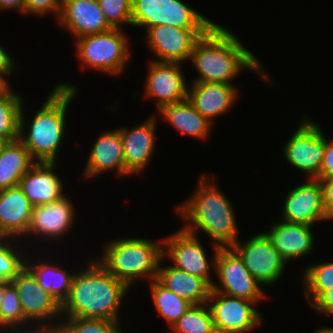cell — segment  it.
Instances as JSON below:
<instances>
[{
	"label": "cell",
	"instance_id": "obj_27",
	"mask_svg": "<svg viewBox=\"0 0 333 333\" xmlns=\"http://www.w3.org/2000/svg\"><path fill=\"white\" fill-rule=\"evenodd\" d=\"M34 163L19 139L0 143V190L19 186L20 179Z\"/></svg>",
	"mask_w": 333,
	"mask_h": 333
},
{
	"label": "cell",
	"instance_id": "obj_24",
	"mask_svg": "<svg viewBox=\"0 0 333 333\" xmlns=\"http://www.w3.org/2000/svg\"><path fill=\"white\" fill-rule=\"evenodd\" d=\"M312 227L305 223L280 221L272 224L265 234L287 262L310 254L315 244Z\"/></svg>",
	"mask_w": 333,
	"mask_h": 333
},
{
	"label": "cell",
	"instance_id": "obj_21",
	"mask_svg": "<svg viewBox=\"0 0 333 333\" xmlns=\"http://www.w3.org/2000/svg\"><path fill=\"white\" fill-rule=\"evenodd\" d=\"M57 162H35L20 179L19 187L33 207L57 201L64 196L63 183L56 175Z\"/></svg>",
	"mask_w": 333,
	"mask_h": 333
},
{
	"label": "cell",
	"instance_id": "obj_32",
	"mask_svg": "<svg viewBox=\"0 0 333 333\" xmlns=\"http://www.w3.org/2000/svg\"><path fill=\"white\" fill-rule=\"evenodd\" d=\"M304 272V295L311 306L325 291L333 286V261L313 264L306 267Z\"/></svg>",
	"mask_w": 333,
	"mask_h": 333
},
{
	"label": "cell",
	"instance_id": "obj_22",
	"mask_svg": "<svg viewBox=\"0 0 333 333\" xmlns=\"http://www.w3.org/2000/svg\"><path fill=\"white\" fill-rule=\"evenodd\" d=\"M32 210L19 186L0 190V238L26 237Z\"/></svg>",
	"mask_w": 333,
	"mask_h": 333
},
{
	"label": "cell",
	"instance_id": "obj_43",
	"mask_svg": "<svg viewBox=\"0 0 333 333\" xmlns=\"http://www.w3.org/2000/svg\"><path fill=\"white\" fill-rule=\"evenodd\" d=\"M6 76H8L6 72L0 71V97L8 95L12 91L10 85L6 81Z\"/></svg>",
	"mask_w": 333,
	"mask_h": 333
},
{
	"label": "cell",
	"instance_id": "obj_16",
	"mask_svg": "<svg viewBox=\"0 0 333 333\" xmlns=\"http://www.w3.org/2000/svg\"><path fill=\"white\" fill-rule=\"evenodd\" d=\"M282 221L312 225L329 220L323 204V189L318 179H308L285 196Z\"/></svg>",
	"mask_w": 333,
	"mask_h": 333
},
{
	"label": "cell",
	"instance_id": "obj_13",
	"mask_svg": "<svg viewBox=\"0 0 333 333\" xmlns=\"http://www.w3.org/2000/svg\"><path fill=\"white\" fill-rule=\"evenodd\" d=\"M209 29H184L157 25L147 29L146 44L156 61L185 63L190 59L194 44Z\"/></svg>",
	"mask_w": 333,
	"mask_h": 333
},
{
	"label": "cell",
	"instance_id": "obj_11",
	"mask_svg": "<svg viewBox=\"0 0 333 333\" xmlns=\"http://www.w3.org/2000/svg\"><path fill=\"white\" fill-rule=\"evenodd\" d=\"M231 248L240 256L250 274L264 287L275 284L284 273L286 260L274 248L265 233H257Z\"/></svg>",
	"mask_w": 333,
	"mask_h": 333
},
{
	"label": "cell",
	"instance_id": "obj_8",
	"mask_svg": "<svg viewBox=\"0 0 333 333\" xmlns=\"http://www.w3.org/2000/svg\"><path fill=\"white\" fill-rule=\"evenodd\" d=\"M214 270L220 282V286L213 283L214 291L256 303L266 297L261 284L250 274L240 256L231 247L219 248Z\"/></svg>",
	"mask_w": 333,
	"mask_h": 333
},
{
	"label": "cell",
	"instance_id": "obj_33",
	"mask_svg": "<svg viewBox=\"0 0 333 333\" xmlns=\"http://www.w3.org/2000/svg\"><path fill=\"white\" fill-rule=\"evenodd\" d=\"M30 323L24 316L18 292L11 283L6 289L0 302V326L1 331H12L18 328L27 327ZM24 325V326H23ZM5 328V329H4Z\"/></svg>",
	"mask_w": 333,
	"mask_h": 333
},
{
	"label": "cell",
	"instance_id": "obj_12",
	"mask_svg": "<svg viewBox=\"0 0 333 333\" xmlns=\"http://www.w3.org/2000/svg\"><path fill=\"white\" fill-rule=\"evenodd\" d=\"M206 303L217 333H248L261 324L262 315L255 309L254 301L211 289Z\"/></svg>",
	"mask_w": 333,
	"mask_h": 333
},
{
	"label": "cell",
	"instance_id": "obj_46",
	"mask_svg": "<svg viewBox=\"0 0 333 333\" xmlns=\"http://www.w3.org/2000/svg\"><path fill=\"white\" fill-rule=\"evenodd\" d=\"M313 333H333V328L332 327H320L318 330H316Z\"/></svg>",
	"mask_w": 333,
	"mask_h": 333
},
{
	"label": "cell",
	"instance_id": "obj_10",
	"mask_svg": "<svg viewBox=\"0 0 333 333\" xmlns=\"http://www.w3.org/2000/svg\"><path fill=\"white\" fill-rule=\"evenodd\" d=\"M163 240V258H171V266L183 270L191 275L204 279L211 287L213 280L210 278V264L215 268L216 253L220 246L214 244V255L212 262H209L207 253L204 250L197 235L189 233L184 228L165 237ZM166 247V249H165Z\"/></svg>",
	"mask_w": 333,
	"mask_h": 333
},
{
	"label": "cell",
	"instance_id": "obj_34",
	"mask_svg": "<svg viewBox=\"0 0 333 333\" xmlns=\"http://www.w3.org/2000/svg\"><path fill=\"white\" fill-rule=\"evenodd\" d=\"M12 243L11 239L0 238V284L11 283L25 268V255Z\"/></svg>",
	"mask_w": 333,
	"mask_h": 333
},
{
	"label": "cell",
	"instance_id": "obj_23",
	"mask_svg": "<svg viewBox=\"0 0 333 333\" xmlns=\"http://www.w3.org/2000/svg\"><path fill=\"white\" fill-rule=\"evenodd\" d=\"M91 148L83 173L86 179L97 177L101 173L113 171V169H115L117 175L126 176L119 129L104 131L99 134L97 141Z\"/></svg>",
	"mask_w": 333,
	"mask_h": 333
},
{
	"label": "cell",
	"instance_id": "obj_2",
	"mask_svg": "<svg viewBox=\"0 0 333 333\" xmlns=\"http://www.w3.org/2000/svg\"><path fill=\"white\" fill-rule=\"evenodd\" d=\"M129 289L96 258L87 269L75 273L69 296L61 306L62 317L119 320L120 305Z\"/></svg>",
	"mask_w": 333,
	"mask_h": 333
},
{
	"label": "cell",
	"instance_id": "obj_38",
	"mask_svg": "<svg viewBox=\"0 0 333 333\" xmlns=\"http://www.w3.org/2000/svg\"><path fill=\"white\" fill-rule=\"evenodd\" d=\"M320 180L323 189V204L326 216L329 220L333 219V177L317 178Z\"/></svg>",
	"mask_w": 333,
	"mask_h": 333
},
{
	"label": "cell",
	"instance_id": "obj_20",
	"mask_svg": "<svg viewBox=\"0 0 333 333\" xmlns=\"http://www.w3.org/2000/svg\"><path fill=\"white\" fill-rule=\"evenodd\" d=\"M234 84L215 82H193L188 87V100L195 109L212 124L219 117L234 106L238 96Z\"/></svg>",
	"mask_w": 333,
	"mask_h": 333
},
{
	"label": "cell",
	"instance_id": "obj_42",
	"mask_svg": "<svg viewBox=\"0 0 333 333\" xmlns=\"http://www.w3.org/2000/svg\"><path fill=\"white\" fill-rule=\"evenodd\" d=\"M13 10L17 9L25 14L24 0H0V10Z\"/></svg>",
	"mask_w": 333,
	"mask_h": 333
},
{
	"label": "cell",
	"instance_id": "obj_40",
	"mask_svg": "<svg viewBox=\"0 0 333 333\" xmlns=\"http://www.w3.org/2000/svg\"><path fill=\"white\" fill-rule=\"evenodd\" d=\"M333 177V140L327 141L325 138V150L320 175L318 178Z\"/></svg>",
	"mask_w": 333,
	"mask_h": 333
},
{
	"label": "cell",
	"instance_id": "obj_7",
	"mask_svg": "<svg viewBox=\"0 0 333 333\" xmlns=\"http://www.w3.org/2000/svg\"><path fill=\"white\" fill-rule=\"evenodd\" d=\"M164 24L184 29H210L215 22L181 0H132L131 26L148 29Z\"/></svg>",
	"mask_w": 333,
	"mask_h": 333
},
{
	"label": "cell",
	"instance_id": "obj_28",
	"mask_svg": "<svg viewBox=\"0 0 333 333\" xmlns=\"http://www.w3.org/2000/svg\"><path fill=\"white\" fill-rule=\"evenodd\" d=\"M25 267L32 273L36 278L41 288L49 293L60 306L67 300L74 273L70 274V271H66L57 265H52L44 262L37 264H31L30 258L26 257ZM29 262V263H28Z\"/></svg>",
	"mask_w": 333,
	"mask_h": 333
},
{
	"label": "cell",
	"instance_id": "obj_29",
	"mask_svg": "<svg viewBox=\"0 0 333 333\" xmlns=\"http://www.w3.org/2000/svg\"><path fill=\"white\" fill-rule=\"evenodd\" d=\"M150 289L154 307L168 322L170 328L192 305L186 299L168 290L157 279L151 280Z\"/></svg>",
	"mask_w": 333,
	"mask_h": 333
},
{
	"label": "cell",
	"instance_id": "obj_25",
	"mask_svg": "<svg viewBox=\"0 0 333 333\" xmlns=\"http://www.w3.org/2000/svg\"><path fill=\"white\" fill-rule=\"evenodd\" d=\"M159 264L157 280L168 290L181 298L186 299L192 305L207 302L212 287L202 278L191 275L173 266Z\"/></svg>",
	"mask_w": 333,
	"mask_h": 333
},
{
	"label": "cell",
	"instance_id": "obj_15",
	"mask_svg": "<svg viewBox=\"0 0 333 333\" xmlns=\"http://www.w3.org/2000/svg\"><path fill=\"white\" fill-rule=\"evenodd\" d=\"M11 283L17 289L23 314L31 322L30 325L33 322L35 325L38 322L44 324L47 320L54 324V319L62 318L60 317L62 316L60 304L41 288L36 278L26 267Z\"/></svg>",
	"mask_w": 333,
	"mask_h": 333
},
{
	"label": "cell",
	"instance_id": "obj_4",
	"mask_svg": "<svg viewBox=\"0 0 333 333\" xmlns=\"http://www.w3.org/2000/svg\"><path fill=\"white\" fill-rule=\"evenodd\" d=\"M76 86L58 84L51 91L44 104L33 115L29 129L25 125L23 105L20 112L19 140L28 149L35 162H56L66 132V113L69 104L77 94Z\"/></svg>",
	"mask_w": 333,
	"mask_h": 333
},
{
	"label": "cell",
	"instance_id": "obj_5",
	"mask_svg": "<svg viewBox=\"0 0 333 333\" xmlns=\"http://www.w3.org/2000/svg\"><path fill=\"white\" fill-rule=\"evenodd\" d=\"M157 244L143 238H121L105 244L100 264L129 288L142 278L157 279L163 258V240Z\"/></svg>",
	"mask_w": 333,
	"mask_h": 333
},
{
	"label": "cell",
	"instance_id": "obj_44",
	"mask_svg": "<svg viewBox=\"0 0 333 333\" xmlns=\"http://www.w3.org/2000/svg\"><path fill=\"white\" fill-rule=\"evenodd\" d=\"M35 326L33 324L32 327L30 325V327H28V326L25 327L26 329L24 327L18 328V329L10 331L8 333H43V324H36ZM33 327H35V328H33ZM29 328H30V330H29Z\"/></svg>",
	"mask_w": 333,
	"mask_h": 333
},
{
	"label": "cell",
	"instance_id": "obj_17",
	"mask_svg": "<svg viewBox=\"0 0 333 333\" xmlns=\"http://www.w3.org/2000/svg\"><path fill=\"white\" fill-rule=\"evenodd\" d=\"M156 117L135 125L129 130L118 128L126 167V176L139 174L150 162L156 145Z\"/></svg>",
	"mask_w": 333,
	"mask_h": 333
},
{
	"label": "cell",
	"instance_id": "obj_35",
	"mask_svg": "<svg viewBox=\"0 0 333 333\" xmlns=\"http://www.w3.org/2000/svg\"><path fill=\"white\" fill-rule=\"evenodd\" d=\"M59 323L65 333H122L118 320L65 317ZM64 322V323H63Z\"/></svg>",
	"mask_w": 333,
	"mask_h": 333
},
{
	"label": "cell",
	"instance_id": "obj_9",
	"mask_svg": "<svg viewBox=\"0 0 333 333\" xmlns=\"http://www.w3.org/2000/svg\"><path fill=\"white\" fill-rule=\"evenodd\" d=\"M306 117L288 139L283 153L289 164L308 174L307 179H317L323 163L325 136L320 126Z\"/></svg>",
	"mask_w": 333,
	"mask_h": 333
},
{
	"label": "cell",
	"instance_id": "obj_1",
	"mask_svg": "<svg viewBox=\"0 0 333 333\" xmlns=\"http://www.w3.org/2000/svg\"><path fill=\"white\" fill-rule=\"evenodd\" d=\"M190 61L199 76L193 82L232 84L242 69L255 71L270 83L258 58L229 29L215 23L194 44Z\"/></svg>",
	"mask_w": 333,
	"mask_h": 333
},
{
	"label": "cell",
	"instance_id": "obj_14",
	"mask_svg": "<svg viewBox=\"0 0 333 333\" xmlns=\"http://www.w3.org/2000/svg\"><path fill=\"white\" fill-rule=\"evenodd\" d=\"M149 64L144 83L145 98H154L157 109L161 105L187 99L188 85L182 74L181 63L154 60Z\"/></svg>",
	"mask_w": 333,
	"mask_h": 333
},
{
	"label": "cell",
	"instance_id": "obj_3",
	"mask_svg": "<svg viewBox=\"0 0 333 333\" xmlns=\"http://www.w3.org/2000/svg\"><path fill=\"white\" fill-rule=\"evenodd\" d=\"M208 177L202 174L196 191L175 210L182 220L188 221L183 228L189 233L196 235L201 229L214 239L213 244L231 247L239 241L235 212L229 199Z\"/></svg>",
	"mask_w": 333,
	"mask_h": 333
},
{
	"label": "cell",
	"instance_id": "obj_41",
	"mask_svg": "<svg viewBox=\"0 0 333 333\" xmlns=\"http://www.w3.org/2000/svg\"><path fill=\"white\" fill-rule=\"evenodd\" d=\"M16 63H14L13 58L9 53L0 45V71L6 72L8 75L13 73V69Z\"/></svg>",
	"mask_w": 333,
	"mask_h": 333
},
{
	"label": "cell",
	"instance_id": "obj_47",
	"mask_svg": "<svg viewBox=\"0 0 333 333\" xmlns=\"http://www.w3.org/2000/svg\"><path fill=\"white\" fill-rule=\"evenodd\" d=\"M10 284H11V283H1V284H0V302H1V299L3 298V296H4L5 289H6Z\"/></svg>",
	"mask_w": 333,
	"mask_h": 333
},
{
	"label": "cell",
	"instance_id": "obj_39",
	"mask_svg": "<svg viewBox=\"0 0 333 333\" xmlns=\"http://www.w3.org/2000/svg\"><path fill=\"white\" fill-rule=\"evenodd\" d=\"M315 312L329 316L333 314V286L325 291L312 305Z\"/></svg>",
	"mask_w": 333,
	"mask_h": 333
},
{
	"label": "cell",
	"instance_id": "obj_18",
	"mask_svg": "<svg viewBox=\"0 0 333 333\" xmlns=\"http://www.w3.org/2000/svg\"><path fill=\"white\" fill-rule=\"evenodd\" d=\"M72 203L64 195L57 201L33 207L27 235L44 236L47 242L48 239L56 240L66 235L74 222L75 208Z\"/></svg>",
	"mask_w": 333,
	"mask_h": 333
},
{
	"label": "cell",
	"instance_id": "obj_26",
	"mask_svg": "<svg viewBox=\"0 0 333 333\" xmlns=\"http://www.w3.org/2000/svg\"><path fill=\"white\" fill-rule=\"evenodd\" d=\"M161 116L180 133L198 139H206L212 123L202 116L188 100L161 105L158 108Z\"/></svg>",
	"mask_w": 333,
	"mask_h": 333
},
{
	"label": "cell",
	"instance_id": "obj_37",
	"mask_svg": "<svg viewBox=\"0 0 333 333\" xmlns=\"http://www.w3.org/2000/svg\"><path fill=\"white\" fill-rule=\"evenodd\" d=\"M62 0H24L25 14L44 15L55 14L58 19L61 12Z\"/></svg>",
	"mask_w": 333,
	"mask_h": 333
},
{
	"label": "cell",
	"instance_id": "obj_30",
	"mask_svg": "<svg viewBox=\"0 0 333 333\" xmlns=\"http://www.w3.org/2000/svg\"><path fill=\"white\" fill-rule=\"evenodd\" d=\"M22 97L13 90L0 97V142H12L19 139L20 112Z\"/></svg>",
	"mask_w": 333,
	"mask_h": 333
},
{
	"label": "cell",
	"instance_id": "obj_19",
	"mask_svg": "<svg viewBox=\"0 0 333 333\" xmlns=\"http://www.w3.org/2000/svg\"><path fill=\"white\" fill-rule=\"evenodd\" d=\"M57 21L76 39L112 29L97 0H62Z\"/></svg>",
	"mask_w": 333,
	"mask_h": 333
},
{
	"label": "cell",
	"instance_id": "obj_6",
	"mask_svg": "<svg viewBox=\"0 0 333 333\" xmlns=\"http://www.w3.org/2000/svg\"><path fill=\"white\" fill-rule=\"evenodd\" d=\"M76 40L75 52L82 63L110 76L121 74L131 56L128 37L121 28L85 35Z\"/></svg>",
	"mask_w": 333,
	"mask_h": 333
},
{
	"label": "cell",
	"instance_id": "obj_31",
	"mask_svg": "<svg viewBox=\"0 0 333 333\" xmlns=\"http://www.w3.org/2000/svg\"><path fill=\"white\" fill-rule=\"evenodd\" d=\"M207 303L191 305L171 326L173 333H217Z\"/></svg>",
	"mask_w": 333,
	"mask_h": 333
},
{
	"label": "cell",
	"instance_id": "obj_36",
	"mask_svg": "<svg viewBox=\"0 0 333 333\" xmlns=\"http://www.w3.org/2000/svg\"><path fill=\"white\" fill-rule=\"evenodd\" d=\"M108 24L118 28L131 25L132 0H97ZM121 25V26H120Z\"/></svg>",
	"mask_w": 333,
	"mask_h": 333
},
{
	"label": "cell",
	"instance_id": "obj_45",
	"mask_svg": "<svg viewBox=\"0 0 333 333\" xmlns=\"http://www.w3.org/2000/svg\"><path fill=\"white\" fill-rule=\"evenodd\" d=\"M59 323L60 322L57 321L55 324H43V333H65Z\"/></svg>",
	"mask_w": 333,
	"mask_h": 333
}]
</instances>
